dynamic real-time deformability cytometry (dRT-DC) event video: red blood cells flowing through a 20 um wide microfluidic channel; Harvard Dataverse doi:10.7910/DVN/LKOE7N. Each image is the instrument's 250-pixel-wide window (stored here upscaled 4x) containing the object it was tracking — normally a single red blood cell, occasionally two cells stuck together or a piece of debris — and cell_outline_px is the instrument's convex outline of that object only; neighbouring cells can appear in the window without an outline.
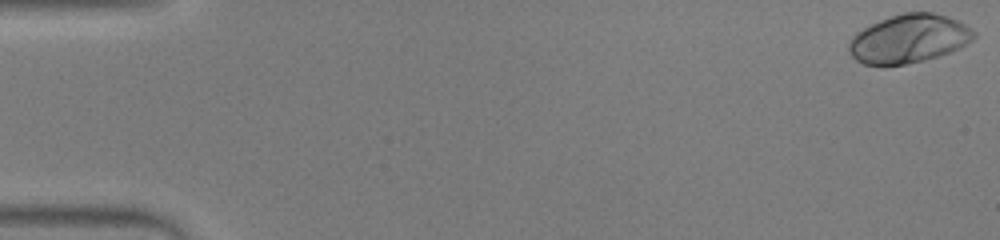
{"species": "human", "species_latin": "Homo sapiens", "temperature_condition": "warm", "stored_images_in_passage": 53, "camera_frame_rate_fps": 3000, "um_per_image_px": 0.085, "donor": {"sex": "male"}, "frame": {"image": 1, "passage_image": 1, "time_ms": 0.0, "image_size_px": [1000, 240], "cell_outline_px": [[976, 36], [972, 40], [948, 52], [924, 60], [884, 68], [864, 64], [856, 60], [848, 52], [848, 44], [852, 36], [856, 32], [888, 16], [904, 12], [932, 12], [948, 16], [964, 24], [976, 32]], "centroid_in_image_um": [77.19, 3.31], "position_along_channel_um": 7.8, "area_um2": 35.55}}
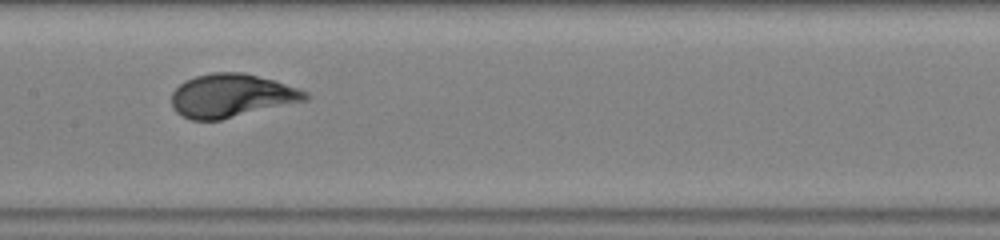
{"frame": {"image": 2, "passage_image": 27, "time_ms": 8.667, "image_size_px": [1000, 240], "cell_outline_px": [[308, 100], [220, 120], [192, 120], [176, 112], [172, 108], [172, 92], [184, 80], [196, 76], [212, 72], [244, 72], [276, 80], [308, 92]], "centroid_in_image_um": [19.68, 8.12], "position_along_channel_um": 187.7, "area_um2": 33.93}}
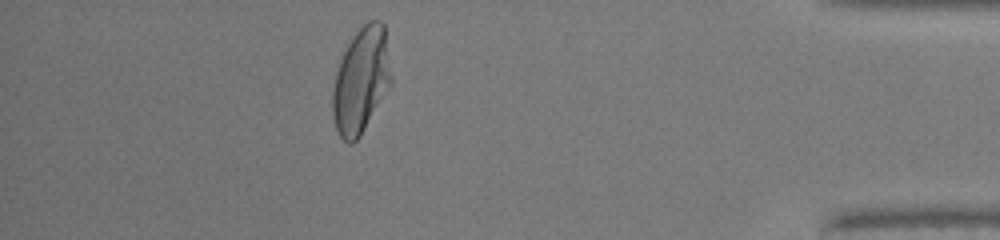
{"frame": {"image": 3, "passage_image": 47, "time_ms": 15.333, "image_size_px": [1000, 240], "cell_outline_px": [[392, 84], [360, 136], [352, 144], [348, 144], [336, 132], [332, 116], [332, 92], [336, 72], [340, 60], [352, 36], [368, 20], [380, 20], [384, 24], [392, 76]], "centroid_in_image_um": [30.69, 6.85], "position_along_channel_um": 404.5, "area_um2": 36.3}}